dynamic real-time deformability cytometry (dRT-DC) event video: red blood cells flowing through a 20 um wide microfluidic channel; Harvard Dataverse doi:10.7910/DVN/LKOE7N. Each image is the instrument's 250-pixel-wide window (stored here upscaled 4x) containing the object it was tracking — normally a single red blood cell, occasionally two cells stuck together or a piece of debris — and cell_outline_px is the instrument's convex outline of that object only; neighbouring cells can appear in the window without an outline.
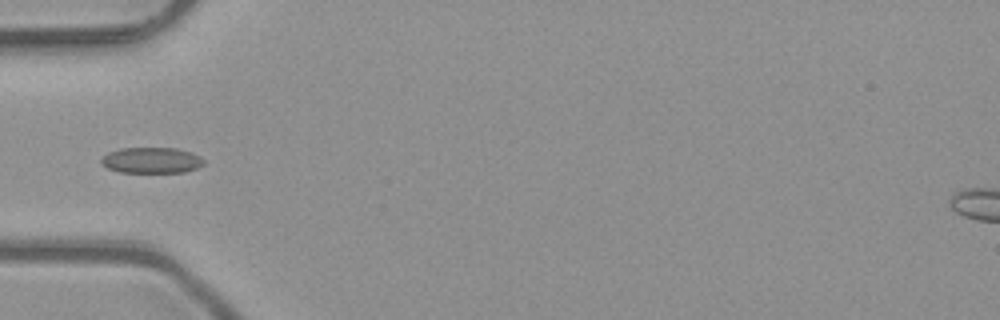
{"species": "common noctule bat (a hibernating species)", "species_latin": "Nyctalus noctula", "temperature_condition": "room temperature", "stored_images_in_passage": 5, "camera_frame_rate_fps": 3000, "um_per_image_px": 0.085, "animal": {"sex": "male", "body_mass_g": 23.1, "forearm_length_mm": 52.7}, "frame": {"image": 1, "passage_image": 5, "time_ms": 1.333, "image_size_px": [1000, 320], "cell_outline_px": [[204, 164], [196, 168], [184, 172], [120, 172], [108, 168], [100, 164], [100, 160], [108, 152], [120, 148], [176, 148], [192, 152], [200, 156], [204, 160]], "centroid_in_image_um": [12.87, 13.62], "position_along_channel_um": 72.1, "area_um2": 15.49}}